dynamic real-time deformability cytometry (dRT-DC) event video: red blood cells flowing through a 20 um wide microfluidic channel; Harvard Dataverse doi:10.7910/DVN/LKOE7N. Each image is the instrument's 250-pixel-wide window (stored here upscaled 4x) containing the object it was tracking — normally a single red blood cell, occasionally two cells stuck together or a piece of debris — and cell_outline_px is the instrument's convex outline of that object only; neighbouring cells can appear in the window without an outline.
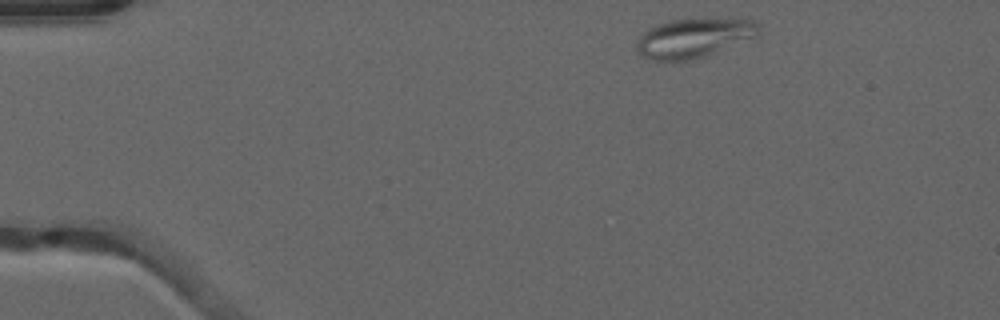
{"species": "common noctule bat (a hibernating species)", "species_latin": "Nyctalus noctula", "temperature_condition": "warm", "stored_images_in_passage": 46, "camera_frame_rate_fps": 3000, "um_per_image_px": 0.085, "animal": {"sex": "male", "forearm_length_mm": 52.5}, "frame": {"image": 1, "passage_image": 2, "time_ms": 0.333, "image_size_px": [1000, 320], "cell_outline_px": [[760, 36], [704, 56], [692, 60], [652, 60], [636, 52], [640, 36], [648, 28], [656, 24], [672, 20], [748, 16], [760, 28]], "centroid_in_image_um": [59.08, 3.18], "position_along_channel_um": 25.9, "area_um2": 28.5}}
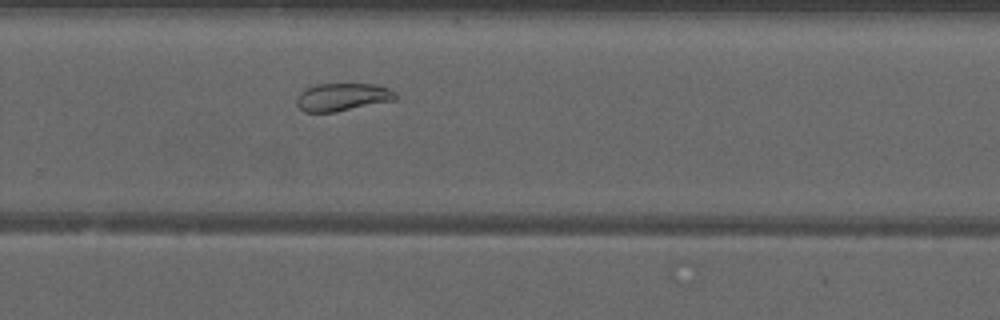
{"frame": {"image": 2, "passage_image": 29, "time_ms": 9.333, "image_size_px": [1000, 320], "cell_outline_px": [[396, 100], [332, 112], [304, 112], [296, 104], [296, 100], [300, 92], [316, 84], [376, 84], [388, 88], [396, 92]], "centroid_in_image_um": [29.11, 8.24], "position_along_channel_um": 300.7, "area_um2": 15.9}}
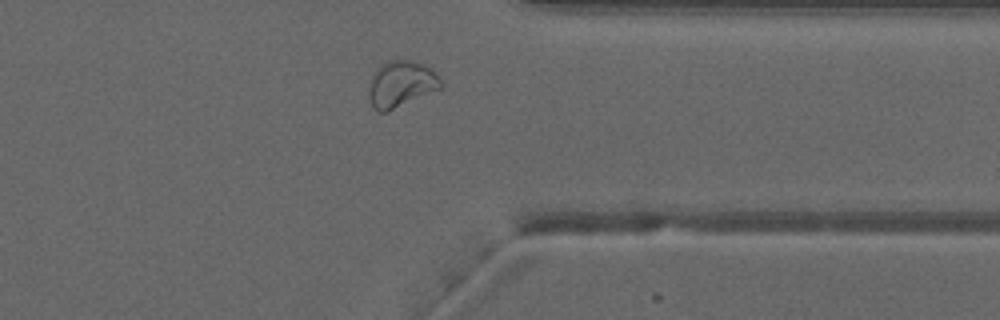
{"frame": {"image": 3, "passage_image": 35, "time_ms": 11.333, "image_size_px": [1000, 320], "cell_outline_px": [[444, 84], [440, 88], [384, 112], [376, 112], [372, 108], [368, 92], [368, 88], [372, 76], [376, 68], [388, 60], [412, 60], [432, 68]], "centroid_in_image_um": [34.07, 7.12], "position_along_channel_um": 377.3, "area_um2": 19.25}, "authors_computed_cell_mechanics": {"area_um2": 20.8369, "velocity_mm_per_s": 3.9717, "shape_relaxation_time_tau1_ms": null, "shape_relaxation_time_tau2_ms": 1.7671, "deformation_change_tau1": null, "deformation_change_tau2": 0.0541}}